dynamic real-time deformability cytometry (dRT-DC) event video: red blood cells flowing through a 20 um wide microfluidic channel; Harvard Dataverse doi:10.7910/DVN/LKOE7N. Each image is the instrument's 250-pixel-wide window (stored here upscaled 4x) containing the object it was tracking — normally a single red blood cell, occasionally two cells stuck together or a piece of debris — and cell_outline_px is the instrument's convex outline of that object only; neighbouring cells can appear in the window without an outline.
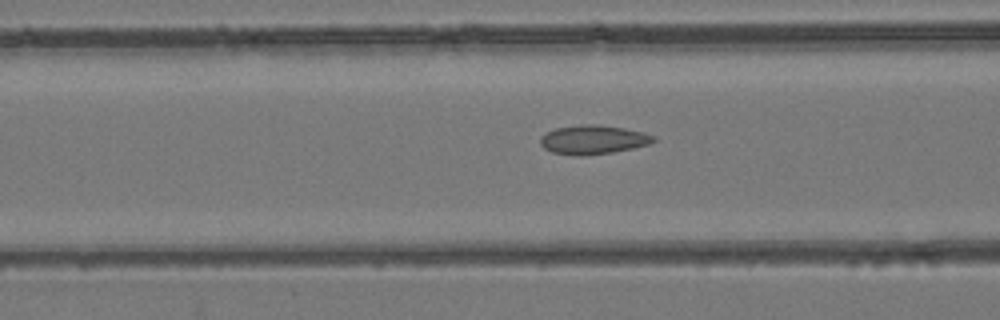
{"species": "common noctule bat (a hibernating species)", "species_latin": "Nyctalus noctula", "temperature_condition": "room temperature", "stored_images_in_passage": 34, "camera_frame_rate_fps": 3000, "um_per_image_px": 0.085, "animal": {"sex": "female", "body_mass_g": 24.6, "forearm_length_mm": 56.2}, "frame": {"image": 1, "passage_image": 5, "time_ms": 1.333, "image_size_px": [1000, 320], "cell_outline_px": [[656, 140], [648, 144], [632, 148], [612, 152], [580, 156], [552, 152], [544, 148], [540, 144], [540, 136], [556, 128], [580, 124], [600, 124], [624, 128], [644, 132], [656, 136]], "centroid_in_image_um": [50.42, 11.86], "position_along_channel_um": 116.2, "area_um2": 19.13}}
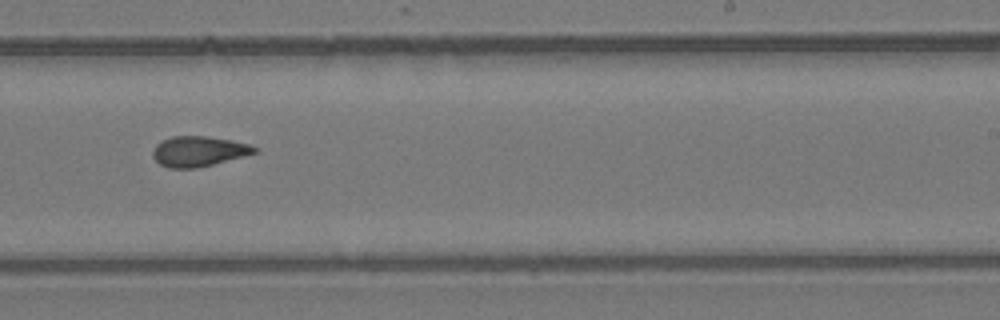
{"frame": {"image": 2, "passage_image": 16, "time_ms": 5.0, "image_size_px": [1000, 320], "cell_outline_px": [[260, 152], [196, 168], [168, 168], [160, 164], [152, 156], [152, 152], [156, 144], [172, 136], [208, 136], [232, 140], [252, 144], [260, 148]], "centroid_in_image_um": [16.94, 12.85], "position_along_channel_um": 272.1, "area_um2": 18.09}}
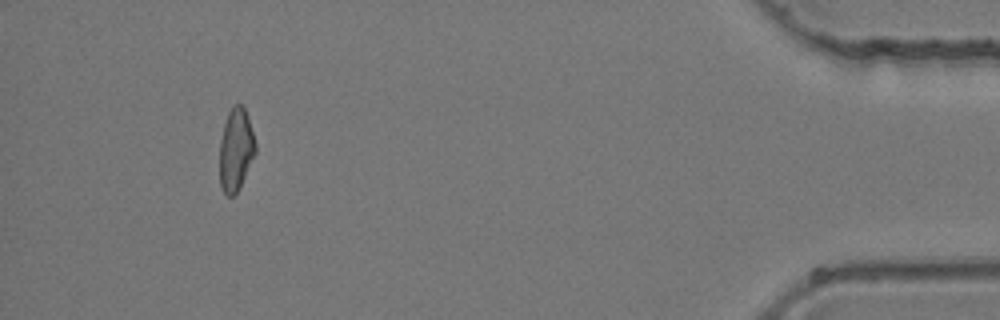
{"frame": {"image": 3, "passage_image": 31, "time_ms": 10.0, "image_size_px": [1000, 320], "cell_outline_px": [[256, 152], [236, 192], [232, 196], [228, 196], [224, 192], [220, 184], [220, 140], [224, 124], [228, 112], [232, 104], [240, 104], [244, 108], [256, 144]], "centroid_in_image_um": [20.03, 12.69], "position_along_channel_um": 415.2, "area_um2": 16.82}}